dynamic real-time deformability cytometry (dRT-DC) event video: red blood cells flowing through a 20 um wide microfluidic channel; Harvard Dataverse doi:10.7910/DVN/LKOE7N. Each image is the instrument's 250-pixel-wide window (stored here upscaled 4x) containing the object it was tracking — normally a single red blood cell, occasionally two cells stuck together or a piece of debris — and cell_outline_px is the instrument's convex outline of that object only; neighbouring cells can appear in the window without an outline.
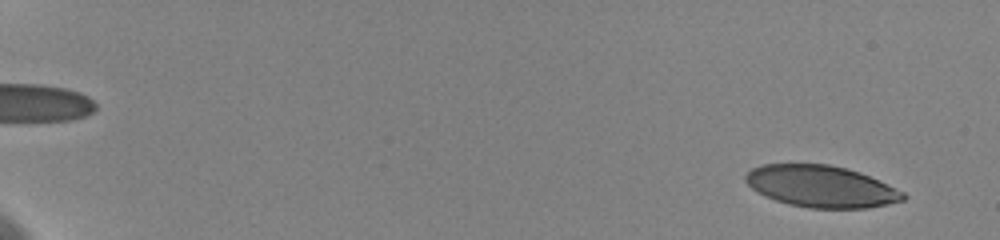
{"species": "human", "species_latin": "Homo sapiens", "temperature_condition": "cold", "stored_images_in_passage": 16, "camera_frame_rate_fps": 3000, "um_per_image_px": 0.085, "donor": {"sex": "female"}, "frame": {"image": 1, "passage_image": 4, "time_ms": 1.0, "image_size_px": [1000, 240], "cell_outline_px": [[908, 196], [904, 200], [888, 204], [868, 208], [808, 208], [788, 204], [764, 196], [756, 192], [744, 180], [744, 176], [752, 168], [764, 164], [828, 164], [860, 172], [904, 192]], "centroid_in_image_um": [69.78, 15.85], "position_along_channel_um": 15.2, "area_um2": 38.32}}